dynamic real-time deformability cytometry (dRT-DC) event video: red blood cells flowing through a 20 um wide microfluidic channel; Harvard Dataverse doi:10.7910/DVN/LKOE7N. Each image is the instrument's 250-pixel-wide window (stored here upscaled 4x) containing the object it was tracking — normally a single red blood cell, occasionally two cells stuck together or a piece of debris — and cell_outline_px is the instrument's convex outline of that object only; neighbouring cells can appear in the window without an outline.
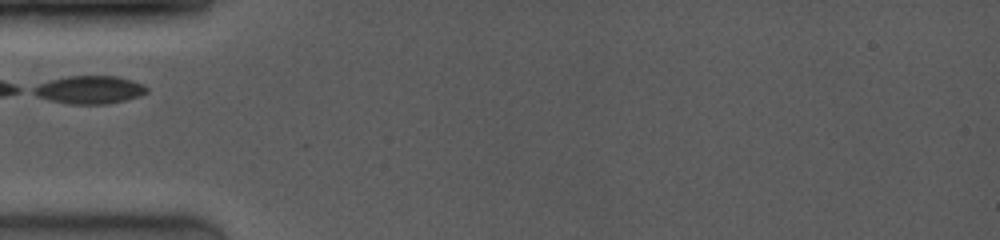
{"species": "common noctule bat (a hibernating species)", "species_latin": "Nyctalus noctula", "temperature_condition": "room temperature", "stored_images_in_passage": 1, "camera_frame_rate_fps": 4000, "um_per_image_px": 0.085, "animal": {"sex": "female", "body_mass_g": 19.0, "forearm_length_mm": 53.3}, "frame": {"image": 1, "passage_image": 1, "time_ms": 0.0, "image_size_px": [1000, 240], "cell_outline_px": [[148, 92], [140, 96], [108, 104], [68, 104], [48, 100], [36, 96], [28, 92], [32, 88], [40, 84], [52, 80], [68, 76], [116, 76], [140, 84], [148, 88]], "centroid_in_image_um": [7.55, 7.65], "position_along_channel_um": 77.4, "area_um2": 18.38}}